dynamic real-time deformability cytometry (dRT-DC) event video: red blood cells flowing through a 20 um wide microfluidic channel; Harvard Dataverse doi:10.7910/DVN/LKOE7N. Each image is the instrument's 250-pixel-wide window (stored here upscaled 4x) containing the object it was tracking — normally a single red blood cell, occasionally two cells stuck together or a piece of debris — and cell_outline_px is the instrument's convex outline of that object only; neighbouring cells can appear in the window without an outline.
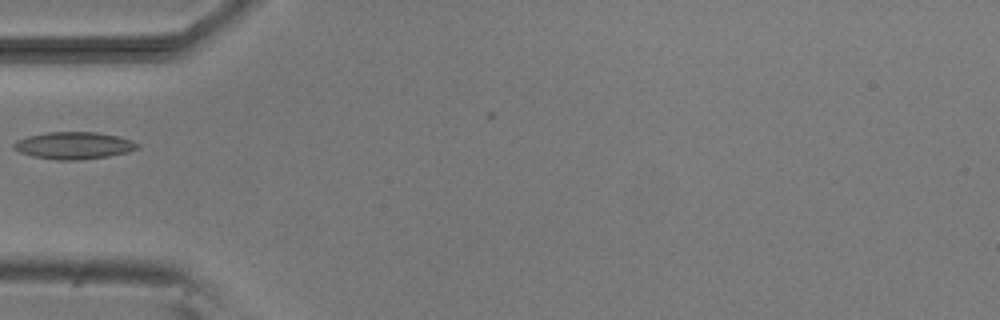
{"species": "common noctule bat (a hibernating species)", "species_latin": "Nyctalus noctula", "temperature_condition": "room temperature", "stored_images_in_passage": 6, "camera_frame_rate_fps": 3000, "um_per_image_px": 0.085, "animal": {"sex": "male", "body_mass_g": 20.5, "forearm_length_mm": 52.5}, "frame": {"image": 1, "passage_image": 5, "time_ms": 4.667, "image_size_px": [1000, 320], "cell_outline_px": [[140, 148], [128, 152], [108, 156], [80, 160], [56, 160], [32, 156], [20, 152], [12, 148], [12, 144], [16, 140], [28, 136], [48, 132], [96, 132], [120, 136], [132, 140], [140, 144]], "centroid_in_image_um": [6.29, 12.37], "position_along_channel_um": 78.7, "area_um2": 19.77}}